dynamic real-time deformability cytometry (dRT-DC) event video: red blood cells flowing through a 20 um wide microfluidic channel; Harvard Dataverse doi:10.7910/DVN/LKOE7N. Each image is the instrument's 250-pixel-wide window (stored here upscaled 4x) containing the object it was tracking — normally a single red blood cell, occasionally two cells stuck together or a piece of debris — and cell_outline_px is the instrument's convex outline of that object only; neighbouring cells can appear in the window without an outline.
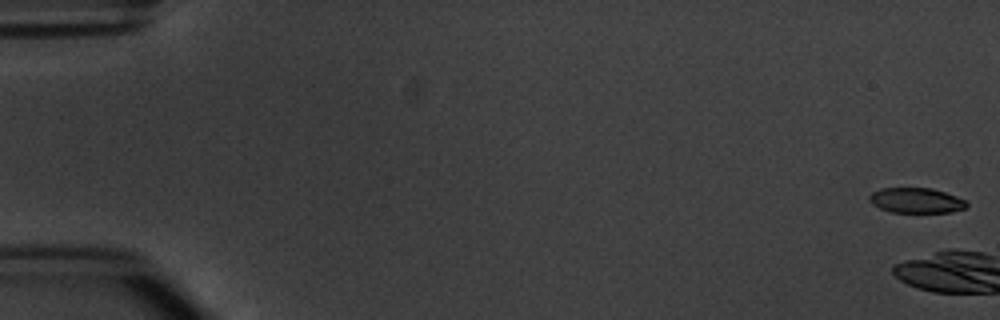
{"species": "common noctule bat (a hibernating species)", "species_latin": "Nyctalus noctula", "temperature_condition": "warm", "stored_images_in_passage": 7, "segment_of_instrument_passage": [1, 2], "camera_frame_rate_fps": 3000, "um_per_image_px": 0.085, "animal": {"sex": "male", "body_mass_g": 20.1, "forearm_length_mm": 53.5}, "frame": {"image": 1, "passage_image": 1, "time_ms": 0.0, "image_size_px": [1000, 320], "cell_outline_px": [[968, 208], [952, 212], [892, 212], [880, 208], [872, 204], [868, 200], [868, 196], [872, 192], [880, 188], [932, 188], [956, 196], [964, 200], [968, 204]], "centroid_in_image_um": [77.87, 17.03], "position_along_channel_um": 7.1, "area_um2": 14.33}}